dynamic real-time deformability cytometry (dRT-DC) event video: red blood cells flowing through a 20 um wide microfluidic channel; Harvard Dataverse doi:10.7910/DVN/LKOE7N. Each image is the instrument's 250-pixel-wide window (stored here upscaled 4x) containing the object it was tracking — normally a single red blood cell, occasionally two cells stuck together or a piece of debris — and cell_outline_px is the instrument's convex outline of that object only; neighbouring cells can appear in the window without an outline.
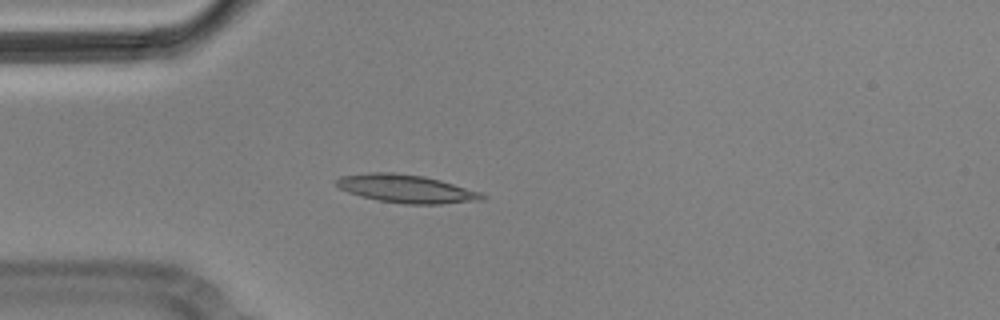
{"species": "Egyptian fruit bat (a non-hibernating species)", "species_latin": "Rousettus aegyptiacus", "temperature_condition": "cold", "stored_images_in_passage": 4, "camera_frame_rate_fps": 3000, "um_per_image_px": 0.085, "animal": {"sex": "male"}, "frame": {"image": 1, "passage_image": 3, "time_ms": 0.667, "image_size_px": [1000, 320], "cell_outline_px": [[488, 196], [480, 200], [440, 204], [404, 204], [376, 200], [360, 196], [348, 192], [340, 188], [336, 184], [336, 180], [340, 176], [372, 172], [392, 172], [424, 176], [440, 180], [480, 192]], "centroid_in_image_um": [34.51, 16.04], "position_along_channel_um": 50.5, "area_um2": 23.81}}